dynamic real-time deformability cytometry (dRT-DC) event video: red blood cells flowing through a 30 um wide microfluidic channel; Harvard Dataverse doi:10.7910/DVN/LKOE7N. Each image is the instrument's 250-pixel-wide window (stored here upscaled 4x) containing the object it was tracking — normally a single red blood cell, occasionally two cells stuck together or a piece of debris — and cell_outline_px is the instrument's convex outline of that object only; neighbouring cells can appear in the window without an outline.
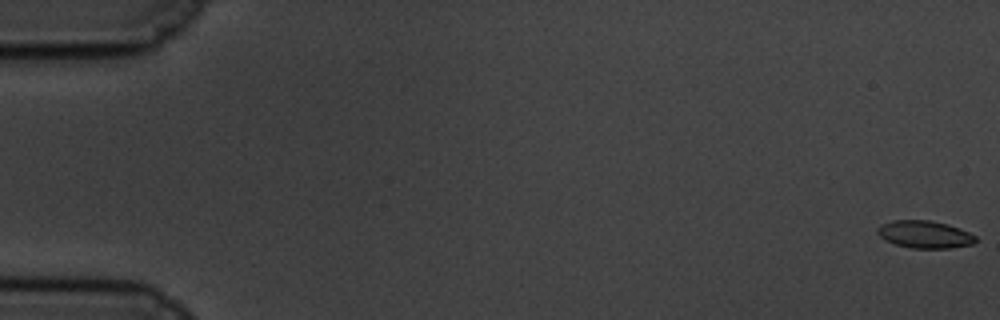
{"species": "common noctule bat (a hibernating species)", "species_latin": "Nyctalus noctula", "temperature_condition": "cold", "stored_images_in_passage": 60, "camera_frame_rate_fps": 3000, "um_per_image_px": 0.085, "animal": {"sex": "male", "body_mass_g": 19.5, "forearm_length_mm": 54.6}, "frame": {"image": 1, "passage_image": 1, "time_ms": 0.0, "image_size_px": [1000, 320], "cell_outline_px": [[976, 240], [972, 244], [948, 248], [912, 248], [896, 244], [884, 240], [876, 232], [876, 228], [880, 224], [892, 220], [928, 220], [948, 224], [960, 228], [976, 236]], "centroid_in_image_um": [78.56, 19.91], "position_along_channel_um": 6.4, "area_um2": 15.72}}
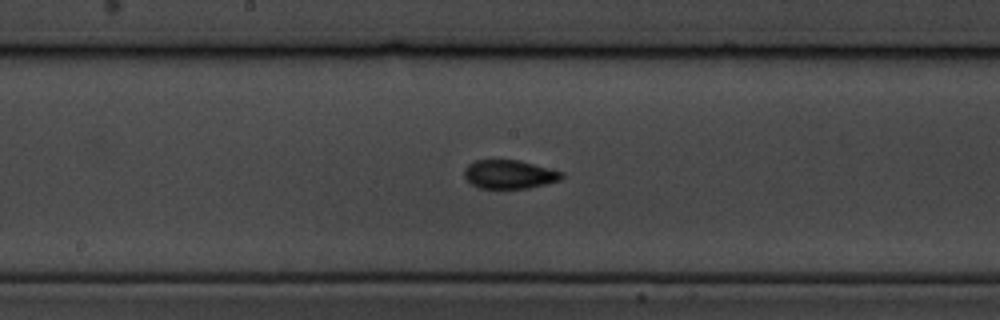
{"frame": {"image": 2, "passage_image": 32, "time_ms": 10.333, "image_size_px": [1000, 320], "cell_outline_px": [[564, 176], [560, 180], [528, 188], [480, 188], [472, 184], [464, 176], [464, 168], [468, 164], [476, 160], [520, 160], [564, 172]], "centroid_in_image_um": [43.3, 14.81], "position_along_channel_um": 204.9, "area_um2": 16.24}}
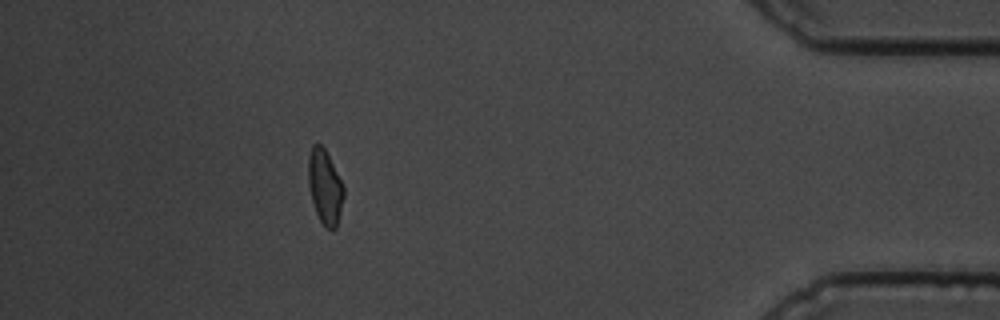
{"frame": {"image": 3, "passage_image": 54, "time_ms": 17.667, "image_size_px": [1000, 320], "cell_outline_px": [[344, 196], [336, 228], [332, 232], [320, 220], [316, 212], [312, 200], [308, 184], [308, 156], [312, 144], [320, 144], [324, 148], [344, 188]], "centroid_in_image_um": [27.6, 15.89], "position_along_channel_um": 407.6, "area_um2": 15.09}, "authors_computed_cell_mechanics": {"area_um2": 15.9817, "velocity_mm_per_s": 3.4178, "shape_relaxation_time_tau1_ms": 7.2888, "shape_relaxation_time_tau2_ms": 1.5803, "deformation_change_tau1": 0.1463, "deformation_change_tau2": 0.043}}